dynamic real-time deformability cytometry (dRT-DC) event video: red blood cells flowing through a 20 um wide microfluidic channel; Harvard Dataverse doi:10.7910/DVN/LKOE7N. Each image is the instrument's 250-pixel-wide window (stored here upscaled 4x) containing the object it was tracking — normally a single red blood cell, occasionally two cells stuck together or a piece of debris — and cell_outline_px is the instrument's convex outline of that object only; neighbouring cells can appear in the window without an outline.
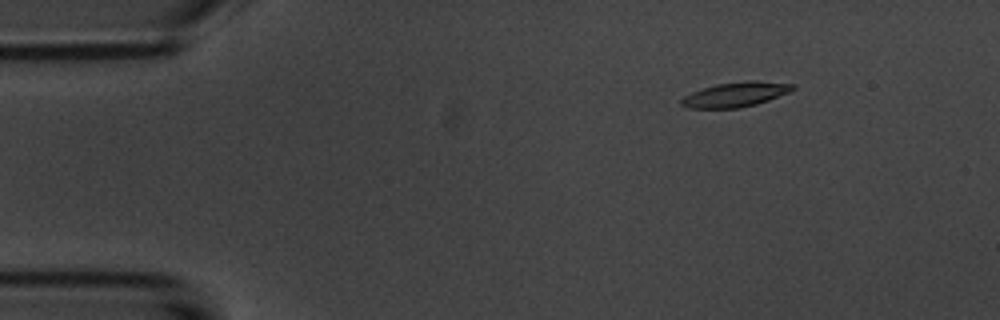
{"species": "common noctule bat (a hibernating species)", "species_latin": "Nyctalus noctula", "temperature_condition": "room temperature", "stored_images_in_passage": 6, "camera_frame_rate_fps": 3000, "um_per_image_px": 0.085, "animal": {"sex": "male", "body_mass_g": 20.1, "forearm_length_mm": 53.5}, "frame": {"image": 1, "passage_image": 3, "time_ms": 2.333, "image_size_px": [1000, 320], "cell_outline_px": [[796, 88], [788, 92], [768, 100], [756, 104], [740, 108], [688, 108], [680, 104], [680, 100], [684, 96], [692, 92], [716, 84], [752, 80], [756, 80], [796, 84]], "centroid_in_image_um": [62.53, 8.03], "position_along_channel_um": 22.5, "area_um2": 16.01}}
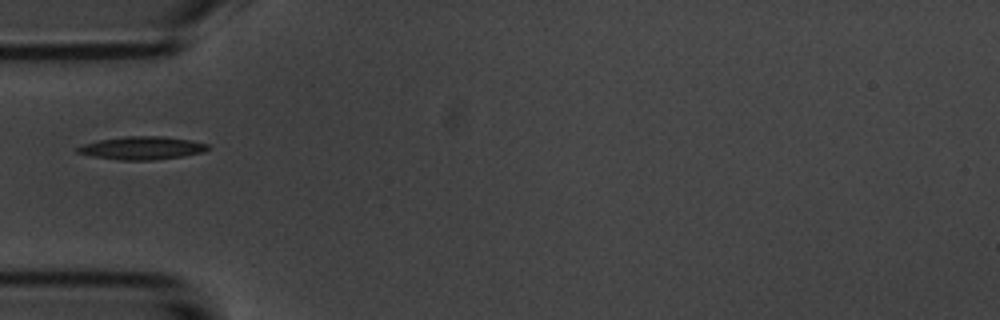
{"frame": {"image": 2, "passage_image": 6, "time_ms": 5.667, "image_size_px": [1000, 320], "cell_outline_px": [[212, 148], [204, 152], [184, 156], [152, 160], [120, 160], [92, 156], [76, 152], [76, 148], [84, 144], [100, 140], [124, 136], [164, 136], [192, 140], [208, 144]], "centroid_in_image_um": [12.13, 12.58], "position_along_channel_um": 72.9, "area_um2": 17.57}}